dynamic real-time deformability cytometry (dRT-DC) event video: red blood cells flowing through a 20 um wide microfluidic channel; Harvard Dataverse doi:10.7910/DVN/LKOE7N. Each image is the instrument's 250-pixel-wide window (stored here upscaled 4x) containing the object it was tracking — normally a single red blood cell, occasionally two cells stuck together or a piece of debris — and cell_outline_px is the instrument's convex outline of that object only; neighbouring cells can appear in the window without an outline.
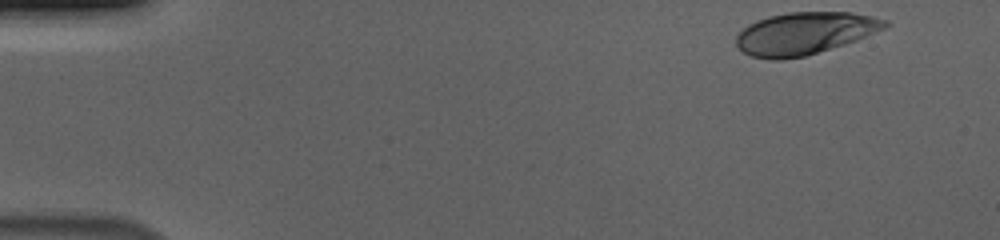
{"species": "human", "species_latin": "Homo sapiens", "temperature_condition": "cold", "stored_images_in_passage": 52, "camera_frame_rate_fps": 3000, "um_per_image_px": 0.085, "donor": {"sex": "male"}, "frame": {"image": 1, "passage_image": 1, "time_ms": 0.0, "image_size_px": [1000, 240], "cell_outline_px": [[892, 24], [884, 28], [856, 40], [844, 44], [804, 56], [780, 60], [772, 60], [752, 56], [744, 52], [736, 44], [736, 36], [748, 24], [756, 20], [768, 16], [788, 12], [852, 12], [872, 16], [888, 20]], "centroid_in_image_um": [68.4, 2.82], "position_along_channel_um": 16.6, "area_um2": 36.53}}
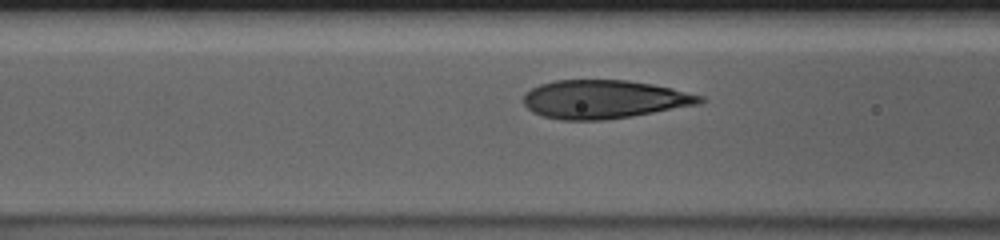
{"frame": {"image": 2, "passage_image": 19, "time_ms": 6.0, "image_size_px": [1000, 240], "cell_outline_px": [[704, 100], [700, 104], [632, 116], [604, 120], [560, 120], [544, 116], [532, 112], [524, 104], [524, 92], [540, 84], [556, 80], [628, 80], [652, 84], [672, 88], [704, 96]], "centroid_in_image_um": [51.34, 8.44], "position_along_channel_um": 115.3, "area_um2": 39.59}}
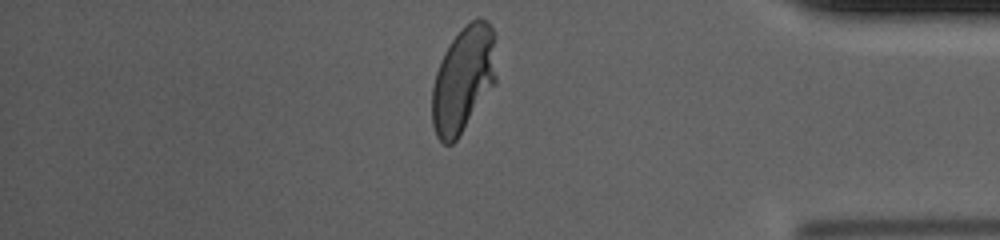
{"frame": {"image": 3, "passage_image": 44, "time_ms": 14.333, "image_size_px": [1000, 240], "cell_outline_px": [[496, 84], [456, 140], [452, 144], [444, 144], [436, 136], [432, 124], [432, 88], [436, 72], [440, 60], [444, 52], [452, 40], [476, 16], [480, 16], [488, 20], [496, 32]], "centroid_in_image_um": [39.42, 6.72], "position_along_channel_um": 395.8, "area_um2": 40.29}, "authors_computed_cell_mechanics": {"area_um2": 39.7086, "velocity_mm_per_s": 3.6804, "shape_relaxation_time_tau1_ms": 4.2933, "shape_relaxation_time_tau2_ms": null, "deformation_change_tau1": 0.2035, "deformation_change_tau2": null}}